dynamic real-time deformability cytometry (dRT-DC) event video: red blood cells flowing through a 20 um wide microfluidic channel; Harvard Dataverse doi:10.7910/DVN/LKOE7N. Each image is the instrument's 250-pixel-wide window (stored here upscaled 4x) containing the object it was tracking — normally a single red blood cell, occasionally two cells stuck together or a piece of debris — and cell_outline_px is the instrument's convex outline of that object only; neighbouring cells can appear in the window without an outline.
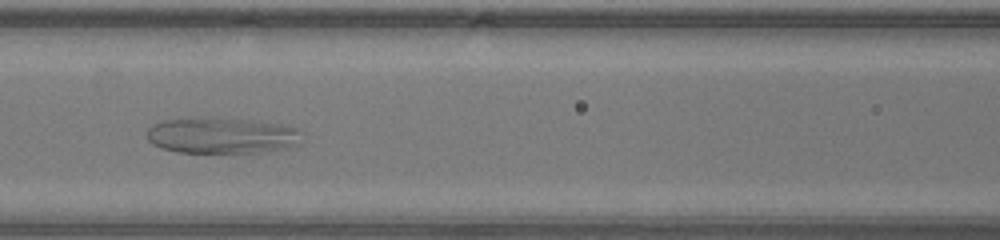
{"species": "human", "species_latin": "Homo sapiens", "temperature_condition": "warm", "stored_images_in_passage": 45, "camera_frame_rate_fps": 3000, "um_per_image_px": 0.085, "donor": {"sex": "male"}, "frame": {"image": 1, "passage_image": 17, "time_ms": 5.333, "image_size_px": [1000, 240], "cell_outline_px": [[304, 132], [296, 144], [292, 148], [260, 152], [176, 152], [160, 148], [152, 144], [148, 140], [148, 128], [152, 124], [164, 120], [212, 116], [248, 120], [280, 124], [296, 128]], "centroid_in_image_um": [18.85, 11.51], "position_along_channel_um": 147.8, "area_um2": 32.89}}
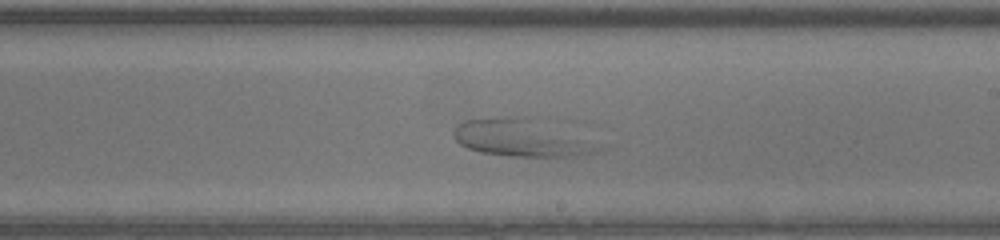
{"frame": {"image": 2, "passage_image": 24, "time_ms": 7.667, "image_size_px": [1000, 240], "cell_outline_px": [[612, 144], [600, 152], [572, 156], [508, 156], [480, 152], [468, 148], [460, 144], [456, 140], [452, 132], [456, 124], [464, 120], [500, 116], [528, 116]], "centroid_in_image_um": [44.51, 11.71], "position_along_channel_um": 244.5, "area_um2": 32.95}}
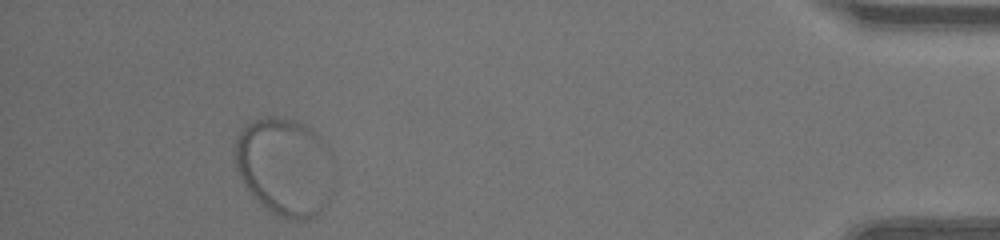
{"frame": {"image": 3, "passage_image": 41, "time_ms": 13.333, "image_size_px": [1000, 240], "cell_outline_px": [[332, 192], [328, 204], [316, 216], [308, 220], [288, 220], [264, 208], [252, 196], [244, 184], [240, 176], [236, 164], [236, 136], [240, 128], [244, 124], [252, 120], [264, 116], [284, 116], [296, 120], [304, 124], [316, 132], [328, 144], [332, 152]], "centroid_in_image_um": [24.24, 14.16], "position_along_channel_um": 411.0, "area_um2": 57.92}}